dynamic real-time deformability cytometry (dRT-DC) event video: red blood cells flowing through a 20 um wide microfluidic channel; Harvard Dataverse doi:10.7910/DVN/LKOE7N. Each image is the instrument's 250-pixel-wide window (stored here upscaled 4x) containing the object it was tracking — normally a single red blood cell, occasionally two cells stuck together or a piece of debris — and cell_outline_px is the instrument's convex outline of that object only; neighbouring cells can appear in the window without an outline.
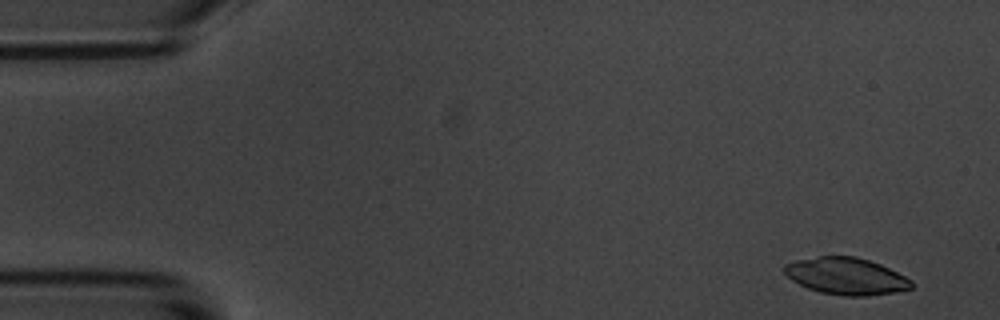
{"species": "common noctule bat (a hibernating species)", "species_latin": "Nyctalus noctula", "temperature_condition": "room temperature", "stored_images_in_passage": 5, "camera_frame_rate_fps": 3000, "um_per_image_px": 0.085, "animal": {"sex": "male", "body_mass_g": 20.1, "forearm_length_mm": 53.5}, "frame": {"image": 1, "passage_image": 1, "time_ms": 0.0, "image_size_px": [1000, 320], "cell_outline_px": [[912, 288], [892, 292], [868, 296], [844, 296], [820, 292], [808, 288], [792, 280], [784, 272], [784, 264], [796, 260], [816, 256], [856, 256], [880, 264], [912, 280]], "centroid_in_image_um": [71.9, 23.46], "position_along_channel_um": 13.1, "area_um2": 27.17}}